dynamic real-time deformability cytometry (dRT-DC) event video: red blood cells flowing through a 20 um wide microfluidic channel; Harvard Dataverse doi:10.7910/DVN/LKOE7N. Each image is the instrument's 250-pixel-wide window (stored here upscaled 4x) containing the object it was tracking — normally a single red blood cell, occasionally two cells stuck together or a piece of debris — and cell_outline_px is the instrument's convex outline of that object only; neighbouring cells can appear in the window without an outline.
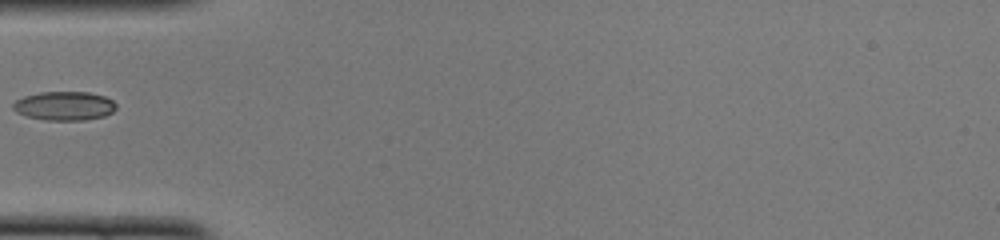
{"species": "common noctule bat (a hibernating species)", "species_latin": "Nyctalus noctula", "temperature_condition": "cold", "stored_images_in_passage": 33, "camera_frame_rate_fps": 3000, "um_per_image_px": 0.085, "animal": {"sex": "female", "body_mass_g": 22.0, "forearm_length_mm": 56.7}, "frame": {"image": 1, "passage_image": 1, "time_ms": 0.0, "image_size_px": [1000, 240], "cell_outline_px": [[116, 108], [112, 112], [104, 116], [84, 120], [44, 120], [28, 116], [16, 112], [12, 108], [12, 104], [16, 100], [24, 96], [40, 92], [88, 92], [104, 96], [112, 100], [116, 104]], "centroid_in_image_um": [5.46, 9.0], "position_along_channel_um": 79.5, "area_um2": 17.34}}
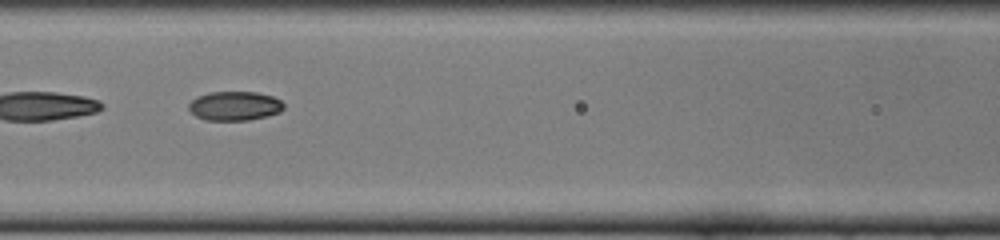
{"frame": {"image": 2, "passage_image": 6, "time_ms": 1.667, "image_size_px": [1000, 240], "cell_outline_px": [[284, 108], [280, 112], [268, 116], [248, 120], [204, 120], [196, 116], [188, 108], [188, 104], [196, 96], [208, 92], [256, 92], [272, 96], [280, 100], [284, 104]], "centroid_in_image_um": [19.94, 9.0], "position_along_channel_um": 146.7, "area_um2": 16.24}}